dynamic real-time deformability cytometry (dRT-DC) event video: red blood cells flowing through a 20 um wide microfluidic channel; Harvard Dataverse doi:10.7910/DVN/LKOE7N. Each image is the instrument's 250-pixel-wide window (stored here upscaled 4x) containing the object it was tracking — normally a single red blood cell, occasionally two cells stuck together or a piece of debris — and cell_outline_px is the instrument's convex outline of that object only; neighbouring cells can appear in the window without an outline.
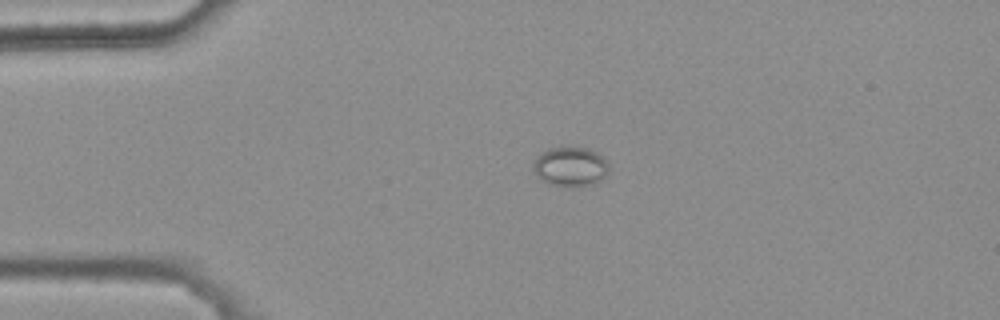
{"species": "common noctule bat (a hibernating species)", "species_latin": "Nyctalus noctula", "temperature_condition": "warm", "stored_images_in_passage": 2, "camera_frame_rate_fps": 3000, "um_per_image_px": 0.085, "animal": {"sex": "female", "body_mass_g": 25.1}, "frame": {"image": 1, "passage_image": 1, "time_ms": 0.0, "image_size_px": [1000, 320], "cell_outline_px": [[608, 172], [596, 184], [576, 188], [572, 188], [548, 184], [540, 180], [536, 176], [532, 168], [532, 164], [540, 152], [548, 148], [588, 148], [596, 152], [608, 164]], "centroid_in_image_um": [48.44, 14.21], "position_along_channel_um": 36.6, "area_um2": 17.69}}